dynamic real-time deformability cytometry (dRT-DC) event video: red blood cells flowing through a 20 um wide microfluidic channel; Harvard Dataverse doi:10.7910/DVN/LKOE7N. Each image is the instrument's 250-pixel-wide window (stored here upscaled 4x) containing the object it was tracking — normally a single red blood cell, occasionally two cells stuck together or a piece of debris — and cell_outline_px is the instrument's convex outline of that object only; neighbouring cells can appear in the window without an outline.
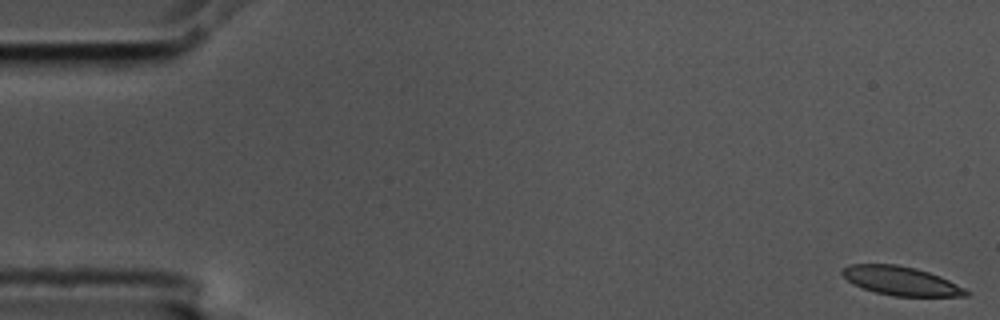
{"species": "common noctule bat (a hibernating species)", "species_latin": "Nyctalus noctula", "temperature_condition": "cold", "stored_images_in_passage": 5, "camera_frame_rate_fps": 3000, "um_per_image_px": 0.085, "animal": {"sex": "male", "body_mass_g": 17.5, "forearm_length_mm": 52.3}, "frame": {"image": 1, "passage_image": 1, "time_ms": 0.0, "image_size_px": [1000, 320], "cell_outline_px": [[968, 296], [896, 296], [876, 292], [852, 284], [840, 272], [848, 264], [896, 264], [916, 268], [940, 276], [964, 288], [968, 292]], "centroid_in_image_um": [76.56, 23.86], "position_along_channel_um": 8.4, "area_um2": 20.58}}